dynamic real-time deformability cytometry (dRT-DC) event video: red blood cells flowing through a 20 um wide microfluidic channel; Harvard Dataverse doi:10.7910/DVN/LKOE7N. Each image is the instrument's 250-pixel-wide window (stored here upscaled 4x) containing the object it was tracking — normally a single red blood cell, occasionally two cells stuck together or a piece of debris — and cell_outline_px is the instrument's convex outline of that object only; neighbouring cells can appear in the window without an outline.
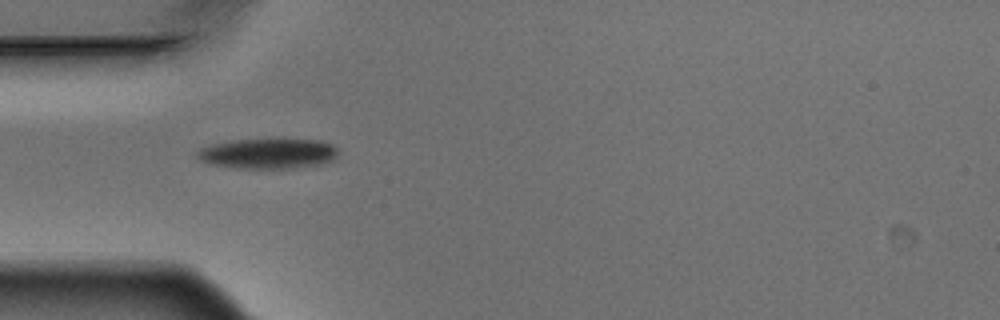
{"species": "Egyptian fruit bat (a non-hibernating species)", "species_latin": "Rousettus aegyptiacus", "temperature_condition": "warm", "stored_images_in_passage": 2, "camera_frame_rate_fps": 3000, "um_per_image_px": 0.085, "animal": {"sex": "male"}, "frame": {"image": 1, "passage_image": 1, "time_ms": 0.0, "image_size_px": [1000, 320], "cell_outline_px": [[340, 152], [336, 160], [320, 164], [292, 168], [236, 168], [208, 164], [196, 156], [196, 152], [200, 148], [212, 144], [232, 140], [320, 140], [332, 144]], "centroid_in_image_um": [22.81, 13.06], "position_along_channel_um": 62.2, "area_um2": 24.85}}
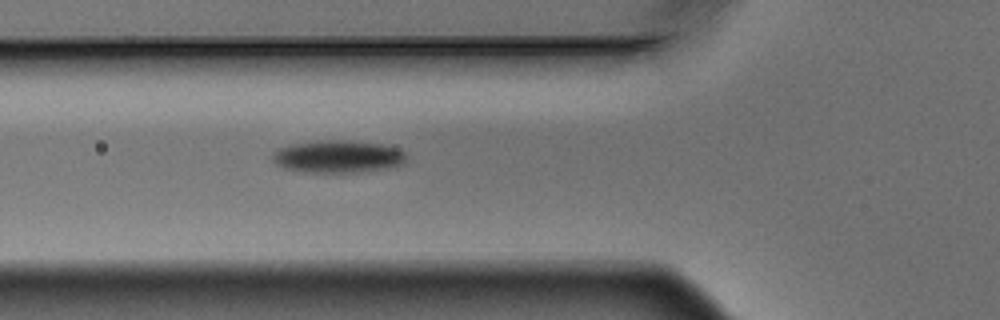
{"frame": {"image": 2, "passage_image": 2, "time_ms": 0.333, "image_size_px": [1000, 320], "cell_outline_px": [[404, 164], [388, 168], [360, 172], [312, 172], [284, 168], [276, 164], [272, 160], [272, 152], [288, 144], [316, 140], [352, 140], [380, 144], [396, 148], [404, 152]], "centroid_in_image_um": [28.68, 13.29], "position_along_channel_um": 97.1, "area_um2": 25.37}}